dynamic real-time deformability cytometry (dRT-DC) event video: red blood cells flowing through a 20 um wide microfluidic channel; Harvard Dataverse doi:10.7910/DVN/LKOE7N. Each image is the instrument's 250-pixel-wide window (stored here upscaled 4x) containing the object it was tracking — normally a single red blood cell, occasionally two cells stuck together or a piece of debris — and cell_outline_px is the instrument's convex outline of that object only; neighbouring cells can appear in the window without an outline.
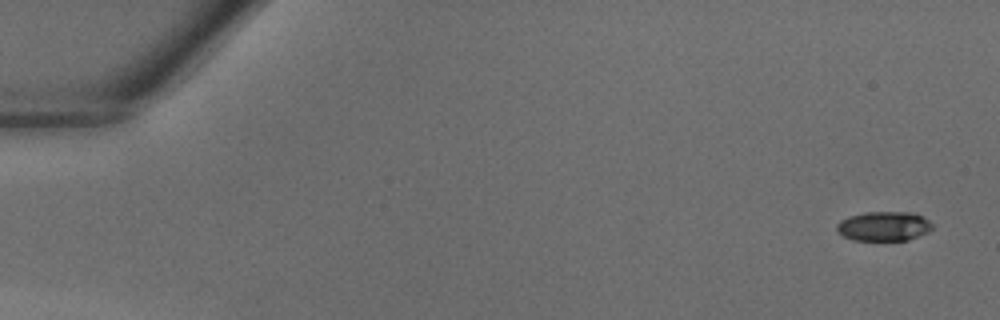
{"species": "common noctule bat (a hibernating species)", "species_latin": "Nyctalus noctula", "temperature_condition": "warm", "stored_images_in_passage": 13, "camera_frame_rate_fps": 3000, "um_per_image_px": 0.085, "animal": {"sex": "male", "body_mass_g": 18.8}, "frame": {"image": 1, "passage_image": 1, "time_ms": 0.0, "image_size_px": [1000, 320], "cell_outline_px": [[932, 228], [928, 232], [908, 240], [852, 240], [844, 236], [836, 228], [836, 224], [840, 220], [848, 216], [864, 212], [912, 212], [928, 220], [932, 224]], "centroid_in_image_um": [75.11, 19.22], "position_along_channel_um": 9.9, "area_um2": 16.36}}
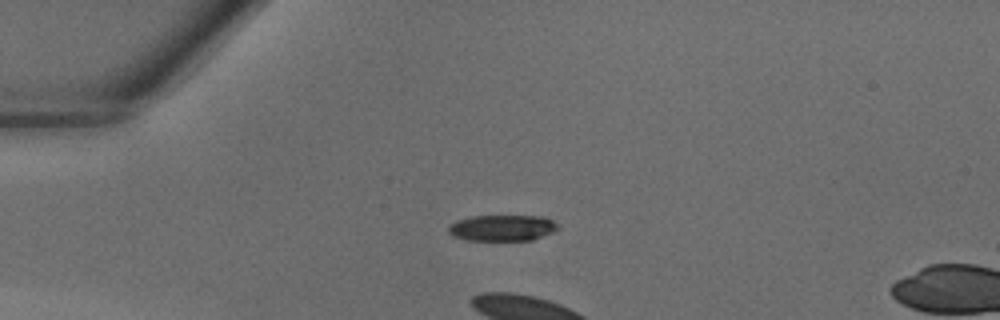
{"frame": {"image": 2, "passage_image": 10, "time_ms": 3.0, "image_size_px": [1000, 320], "cell_outline_px": [[560, 228], [552, 232], [532, 240], [468, 240], [452, 236], [448, 232], [448, 224], [456, 220], [472, 216], [540, 216], [552, 220], [560, 224]], "centroid_in_image_um": [42.68, 19.37], "position_along_channel_um": 42.3, "area_um2": 16.76}}